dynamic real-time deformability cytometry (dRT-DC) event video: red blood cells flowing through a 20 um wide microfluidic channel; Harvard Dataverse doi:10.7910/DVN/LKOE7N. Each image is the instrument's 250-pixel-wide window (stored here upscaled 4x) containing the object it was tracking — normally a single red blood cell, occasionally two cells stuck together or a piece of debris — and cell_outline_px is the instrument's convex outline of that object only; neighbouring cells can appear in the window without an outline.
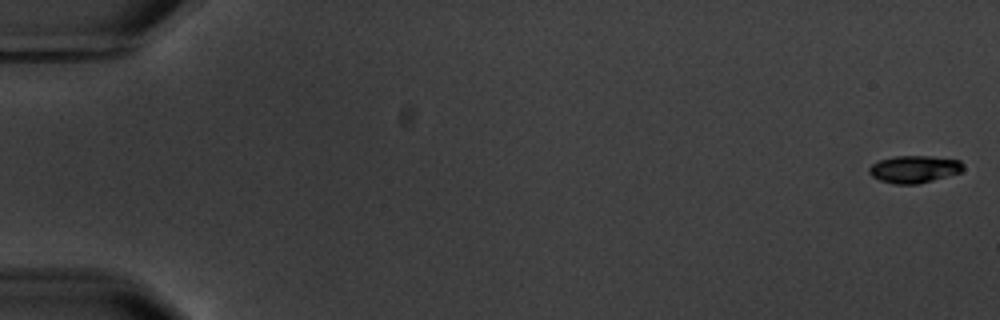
{"species": "common noctule bat (a hibernating species)", "species_latin": "Nyctalus noctula", "temperature_condition": "warm", "stored_images_in_passage": 7, "camera_frame_rate_fps": 3000, "um_per_image_px": 0.085, "animal": {"sex": "male", "body_mass_g": 20.1, "forearm_length_mm": 53.5}, "frame": {"image": 1, "passage_image": 1, "time_ms": 0.0, "image_size_px": [1000, 320], "cell_outline_px": [[964, 168], [960, 172], [932, 180], [916, 184], [896, 184], [880, 180], [872, 176], [868, 172], [868, 168], [872, 164], [880, 160], [892, 156], [932, 156], [960, 160], [964, 164]], "centroid_in_image_um": [77.7, 14.36], "position_along_channel_um": 7.3, "area_um2": 14.91}}
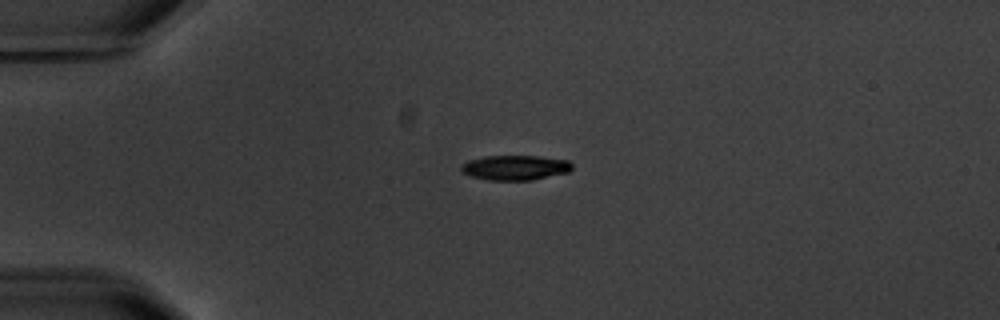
{"frame": {"image": 2, "passage_image": 5, "time_ms": 4.667, "image_size_px": [1000, 320], "cell_outline_px": [[572, 168], [568, 172], [532, 180], [488, 180], [472, 176], [464, 172], [460, 168], [460, 164], [468, 160], [484, 156], [540, 156], [568, 160], [572, 164]], "centroid_in_image_um": [43.78, 14.24], "position_along_channel_um": 41.2, "area_um2": 16.07}}
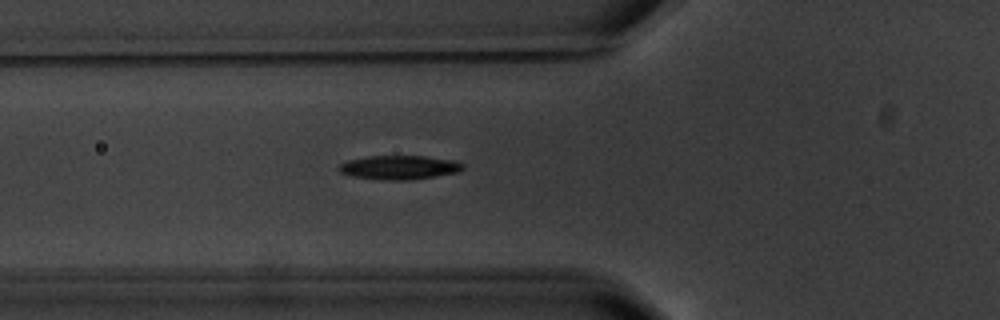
{"frame": {"image": 3, "passage_image": 7, "time_ms": 7.0, "image_size_px": [1000, 320], "cell_outline_px": [[464, 168], [460, 172], [408, 180], [392, 180], [352, 176], [340, 172], [336, 168], [340, 164], [348, 160], [368, 156], [424, 156], [456, 160], [464, 164]], "centroid_in_image_um": [33.97, 14.22], "position_along_channel_um": 91.8, "area_um2": 17.28}}